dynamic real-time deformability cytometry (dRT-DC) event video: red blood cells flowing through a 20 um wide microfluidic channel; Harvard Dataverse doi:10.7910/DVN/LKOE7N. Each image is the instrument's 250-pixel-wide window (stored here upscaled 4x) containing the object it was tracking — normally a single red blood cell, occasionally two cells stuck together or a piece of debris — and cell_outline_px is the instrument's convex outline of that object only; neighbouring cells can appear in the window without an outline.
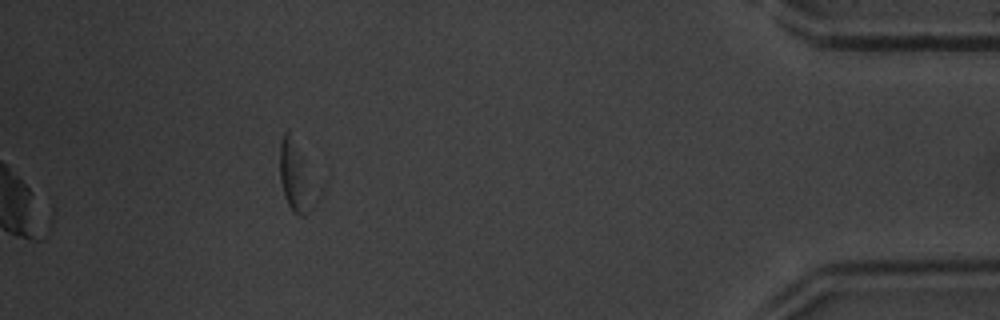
{"species": "common noctule bat (a hibernating species)", "species_latin": "Nyctalus noctula", "temperature_condition": "warm", "stored_images_in_passage": 46, "segment_of_instrument_passage": [2, 2], "camera_frame_rate_fps": 3000, "um_per_image_px": 0.085, "animal": {"sex": "male", "body_mass_g": 20.1, "forearm_length_mm": 53.5}, "frame": {"image": 1, "passage_image": 46, "time_ms": 15.0, "image_size_px": [1000, 320], "cell_outline_px": [[316, 204], [304, 216], [300, 216], [288, 204], [284, 196], [280, 180], [280, 140], [284, 132], [288, 128], [304, 160], [316, 200]], "centroid_in_image_um": [25.09, 15.03], "position_along_channel_um": 410.1, "area_um2": 13.93}}